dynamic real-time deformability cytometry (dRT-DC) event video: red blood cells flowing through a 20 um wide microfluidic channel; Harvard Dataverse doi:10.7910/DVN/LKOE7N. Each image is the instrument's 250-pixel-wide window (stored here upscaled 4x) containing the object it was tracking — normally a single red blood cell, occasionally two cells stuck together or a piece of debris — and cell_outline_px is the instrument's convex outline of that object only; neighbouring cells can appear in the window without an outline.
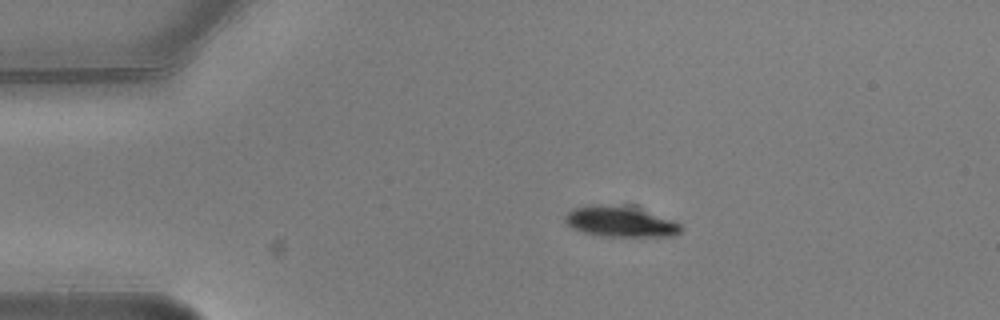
{"species": "common noctule bat (a hibernating species)", "species_latin": "Nyctalus noctula", "temperature_condition": "warm", "stored_images_in_passage": 6, "camera_frame_rate_fps": 3000, "um_per_image_px": 0.085, "animal": {"sex": "male", "body_mass_g": 20.5, "forearm_length_mm": 52.5}, "frame": {"image": 1, "passage_image": 3, "time_ms": 0.667, "image_size_px": [1000, 320], "cell_outline_px": [[684, 228], [680, 232], [672, 236], [608, 236], [584, 232], [572, 228], [564, 220], [564, 216], [572, 208], [592, 204], [636, 204], [672, 220], [680, 224]], "centroid_in_image_um": [52.77, 18.78], "position_along_channel_um": 32.2, "area_um2": 21.39}}
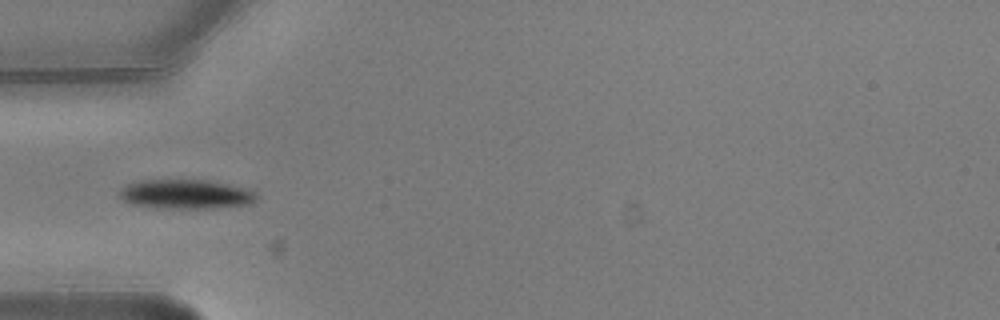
{"frame": {"image": 2, "passage_image": 5, "time_ms": 1.333, "image_size_px": [1000, 320], "cell_outline_px": [[260, 196], [252, 204], [212, 208], [152, 208], [132, 204], [124, 200], [120, 196], [120, 188], [128, 184], [140, 180], [208, 180], [228, 184], [244, 188], [256, 192]], "centroid_in_image_um": [15.82, 16.51], "position_along_channel_um": 69.2, "area_um2": 23.58}}
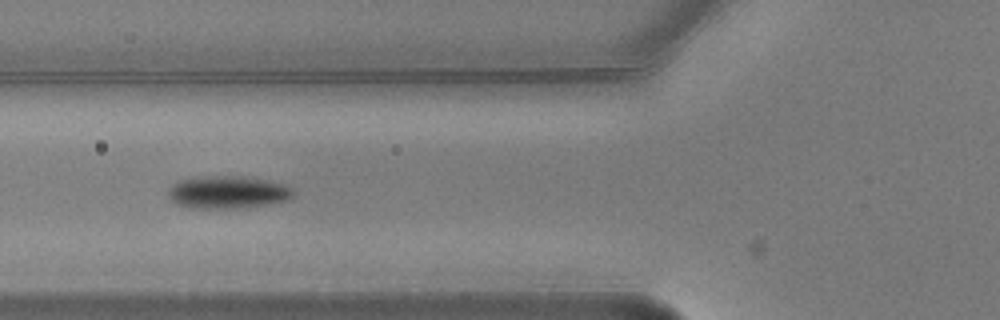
{"frame": {"image": 3, "passage_image": 6, "time_ms": 1.667, "image_size_px": [1000, 320], "cell_outline_px": [[296, 192], [288, 200], [268, 204], [244, 208], [188, 208], [176, 204], [168, 196], [168, 188], [172, 184], [180, 180], [216, 176], [240, 176], [264, 180], [280, 184], [292, 188]], "centroid_in_image_um": [19.34, 16.36], "position_along_channel_um": 106.5, "area_um2": 23.58}}